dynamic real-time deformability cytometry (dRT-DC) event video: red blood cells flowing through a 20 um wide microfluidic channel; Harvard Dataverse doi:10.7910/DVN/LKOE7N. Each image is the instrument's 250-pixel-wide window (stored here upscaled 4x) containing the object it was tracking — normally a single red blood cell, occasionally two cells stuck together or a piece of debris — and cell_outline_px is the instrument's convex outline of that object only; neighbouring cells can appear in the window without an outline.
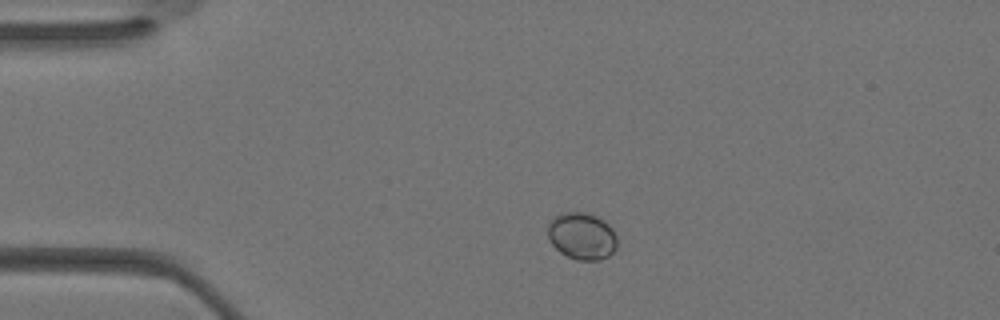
{"species": "Egyptian fruit bat (a non-hibernating species)", "species_latin": "Rousettus aegyptiacus", "temperature_condition": "warm", "stored_images_in_passage": 31, "camera_frame_rate_fps": 3000, "um_per_image_px": 0.085, "animal": {"sex": "female"}, "frame": {"image": 1, "passage_image": 3, "time_ms": 0.667, "image_size_px": [1000, 320], "cell_outline_px": [[616, 248], [608, 256], [600, 260], [576, 260], [560, 252], [548, 240], [548, 224], [552, 216], [560, 212], [588, 212], [604, 220], [612, 228], [616, 236]], "centroid_in_image_um": [49.43, 20.04], "position_along_channel_um": 35.6, "area_um2": 19.25}}
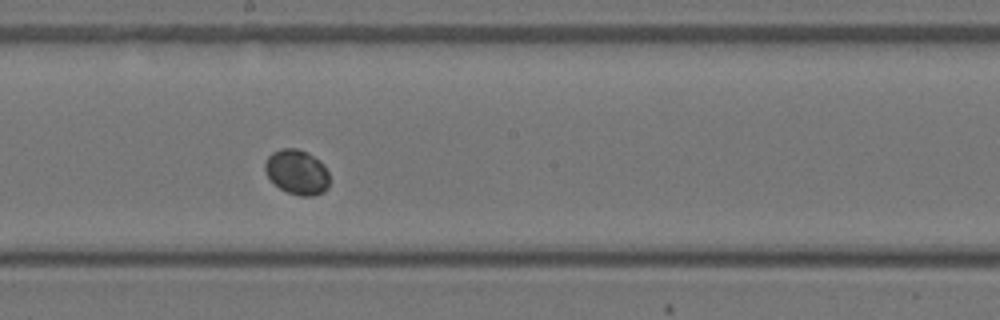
{"frame": {"image": 2, "passage_image": 15, "time_ms": 4.667, "image_size_px": [1000, 320], "cell_outline_px": [[328, 188], [324, 192], [312, 196], [300, 196], [288, 192], [280, 188], [268, 176], [264, 168], [264, 164], [268, 156], [272, 152], [280, 148], [296, 148], [308, 152], [320, 160], [324, 164], [328, 172]], "centroid_in_image_um": [25.26, 14.61], "position_along_channel_um": 222.9, "area_um2": 16.94}}
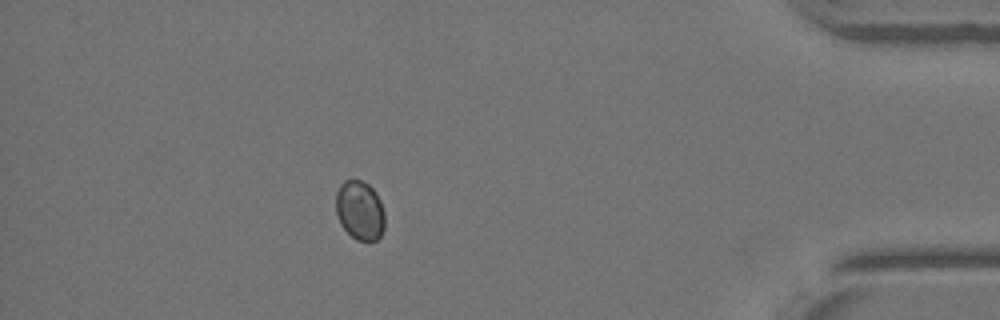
{"frame": {"image": 3, "passage_image": 27, "time_ms": 8.667, "image_size_px": [1000, 320], "cell_outline_px": [[384, 228], [380, 236], [376, 240], [356, 240], [340, 224], [336, 216], [336, 192], [340, 184], [344, 180], [360, 180], [368, 184], [376, 192], [380, 200], [384, 212]], "centroid_in_image_um": [30.57, 17.87], "position_along_channel_um": 404.6, "area_um2": 16.94}}